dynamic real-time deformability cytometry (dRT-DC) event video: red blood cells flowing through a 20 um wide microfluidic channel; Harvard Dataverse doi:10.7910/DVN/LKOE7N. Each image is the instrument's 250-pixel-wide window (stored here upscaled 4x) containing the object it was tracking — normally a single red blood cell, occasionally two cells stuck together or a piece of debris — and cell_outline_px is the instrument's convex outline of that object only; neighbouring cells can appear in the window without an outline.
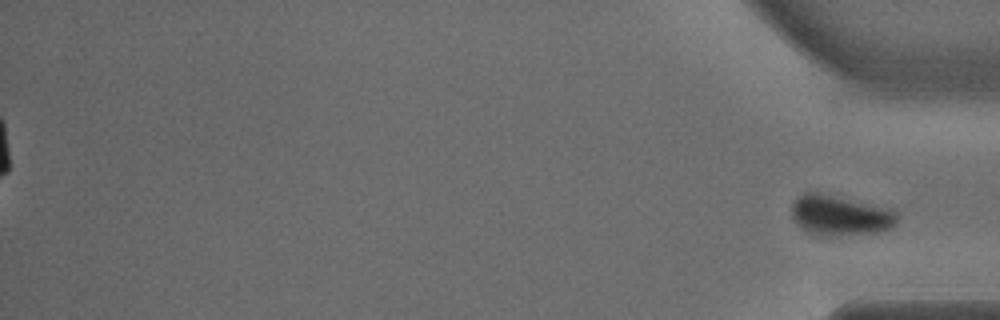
{"species": "common noctule bat (a hibernating species)", "species_latin": "Nyctalus noctula", "temperature_condition": "warm", "stored_images_in_passage": 37, "segment_of_instrument_passage": [2, 2], "camera_frame_rate_fps": 3000, "um_per_image_px": 0.085, "animal": {"sex": "male", "body_mass_g": 15.6}, "frame": {"image": 1, "passage_image": 37, "time_ms": 12.0, "image_size_px": [1000, 320], "cell_outline_px": [[900, 216], [896, 224], [892, 228], [884, 232], [844, 236], [824, 236], [808, 232], [800, 228], [796, 224], [792, 216], [792, 204], [796, 196], [804, 192], [820, 192], [896, 208], [900, 212]], "centroid_in_image_um": [71.5, 18.3], "position_along_channel_um": 363.7, "area_um2": 26.07}}